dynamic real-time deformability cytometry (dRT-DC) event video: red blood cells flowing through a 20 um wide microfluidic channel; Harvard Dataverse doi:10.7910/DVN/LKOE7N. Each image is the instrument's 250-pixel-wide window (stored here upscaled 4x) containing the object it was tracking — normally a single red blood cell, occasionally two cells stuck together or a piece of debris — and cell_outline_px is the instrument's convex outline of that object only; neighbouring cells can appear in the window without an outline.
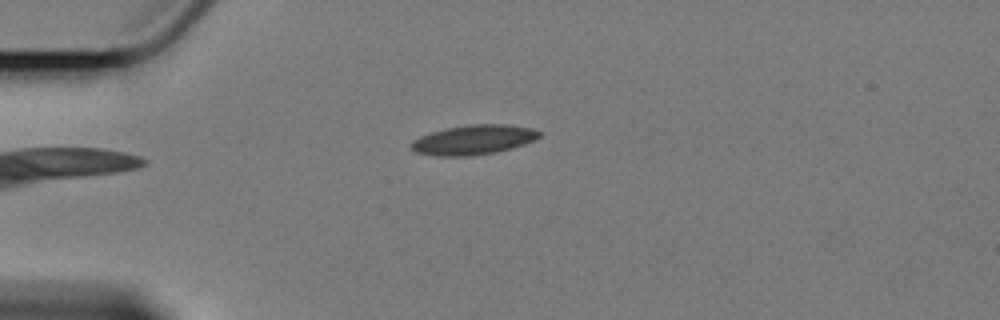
{"species": "Egyptian fruit bat (a non-hibernating species)", "species_latin": "Rousettus aegyptiacus", "temperature_condition": "cold", "stored_images_in_passage": 45, "camera_frame_rate_fps": 3000, "um_per_image_px": 0.085, "animal": {"sex": "female"}, "frame": {"image": 1, "passage_image": 1, "time_ms": 0.0, "image_size_px": [1000, 320], "cell_outline_px": [[540, 136], [524, 144], [492, 152], [464, 156], [436, 156], [416, 152], [412, 148], [412, 140], [420, 136], [432, 132], [448, 128], [472, 124], [508, 124], [532, 128], [540, 132]], "centroid_in_image_um": [40.23, 11.87], "position_along_channel_um": 44.8, "area_um2": 21.62}}
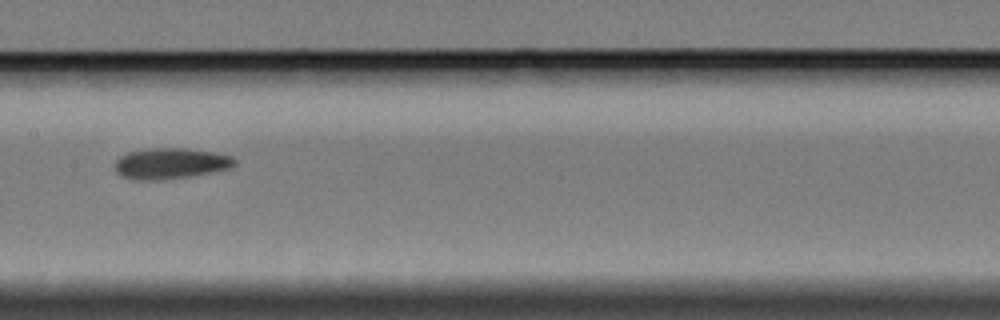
{"frame": {"image": 2, "passage_image": 16, "time_ms": 5.0, "image_size_px": [1000, 320], "cell_outline_px": [[236, 164], [228, 168], [212, 172], [188, 176], [160, 180], [140, 180], [124, 176], [116, 172], [116, 160], [120, 156], [128, 152], [152, 148], [184, 148], [216, 152], [232, 156], [236, 160]], "centroid_in_image_um": [14.52, 13.88], "position_along_channel_um": 192.9, "area_um2": 21.33}}
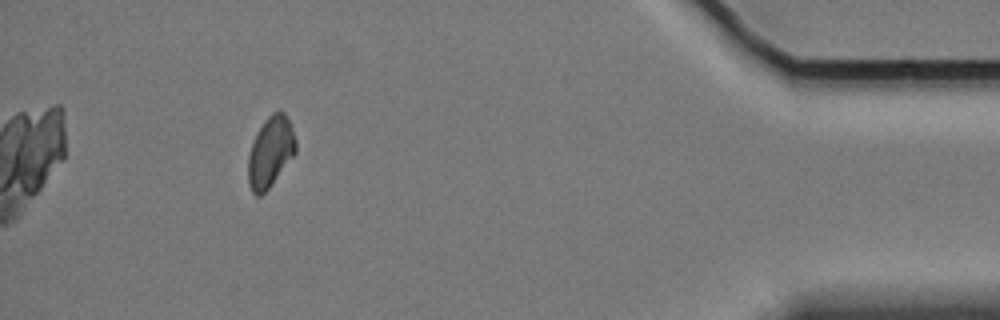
{"frame": {"image": 3, "passage_image": 40, "time_ms": 13.0, "image_size_px": [1000, 320], "cell_outline_px": [[296, 152], [272, 184], [260, 196], [256, 196], [252, 192], [248, 184], [248, 156], [252, 144], [264, 120], [272, 112], [284, 112], [292, 128], [296, 140]], "centroid_in_image_um": [22.98, 12.93], "position_along_channel_um": 412.2, "area_um2": 19.31}}